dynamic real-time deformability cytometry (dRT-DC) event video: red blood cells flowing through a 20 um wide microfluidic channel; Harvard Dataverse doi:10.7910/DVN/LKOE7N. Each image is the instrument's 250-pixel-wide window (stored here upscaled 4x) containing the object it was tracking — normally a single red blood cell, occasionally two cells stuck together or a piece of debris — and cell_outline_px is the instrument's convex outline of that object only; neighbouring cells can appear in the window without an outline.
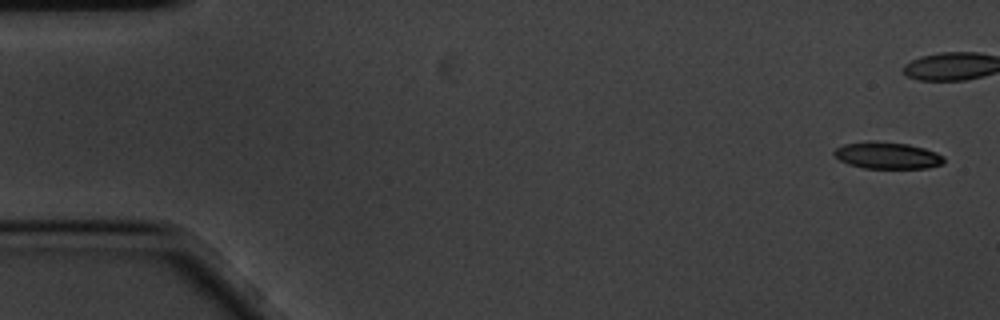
{"species": "common noctule bat (a hibernating species)", "species_latin": "Nyctalus noctula", "temperature_condition": "cold", "stored_images_in_passage": 7, "camera_frame_rate_fps": 3000, "um_per_image_px": 0.085, "animal": {"sex": "male", "body_mass_g": 20.1, "forearm_length_mm": 53.5}, "frame": {"image": 1, "passage_image": 1, "time_ms": 0.0, "image_size_px": [1000, 320], "cell_outline_px": [[944, 160], [940, 164], [928, 168], [864, 168], [848, 164], [840, 160], [832, 152], [836, 148], [844, 144], [868, 140], [872, 140], [908, 144], [924, 148], [936, 152], [944, 156]], "centroid_in_image_um": [75.4, 13.2], "position_along_channel_um": 9.6, "area_um2": 17.17}}
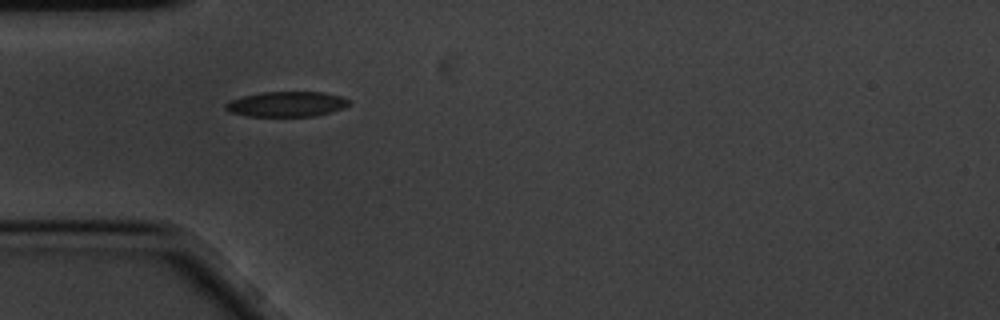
{"frame": {"image": 2, "passage_image": 6, "time_ms": 1.667, "image_size_px": [1000, 320], "cell_outline_px": [[348, 104], [340, 108], [328, 112], [312, 116], [248, 116], [232, 112], [224, 108], [224, 104], [228, 100], [260, 92], [324, 92], [340, 96], [348, 100]], "centroid_in_image_um": [24.28, 8.84], "position_along_channel_um": 60.7, "area_um2": 17.8}}
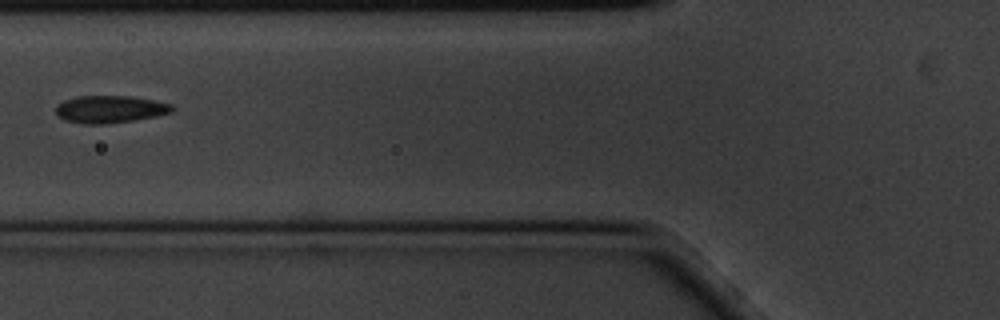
{"frame": {"image": 3, "passage_image": 7, "time_ms": 2.0, "image_size_px": [1000, 320], "cell_outline_px": [[172, 112], [156, 116], [108, 124], [84, 124], [64, 120], [56, 112], [56, 104], [64, 100], [76, 96], [128, 96], [152, 100], [172, 104]], "centroid_in_image_um": [9.31, 9.28], "position_along_channel_um": 116.5, "area_um2": 18.44}}